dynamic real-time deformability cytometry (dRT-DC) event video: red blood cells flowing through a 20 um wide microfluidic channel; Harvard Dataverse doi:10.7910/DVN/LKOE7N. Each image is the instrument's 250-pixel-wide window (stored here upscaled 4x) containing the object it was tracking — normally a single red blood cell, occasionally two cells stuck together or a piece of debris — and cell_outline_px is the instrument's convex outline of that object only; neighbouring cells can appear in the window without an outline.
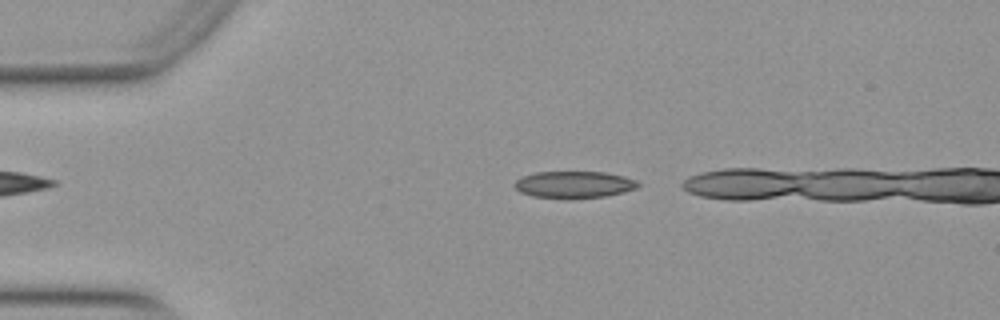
{"species": "Egyptian fruit bat (a non-hibernating species)", "species_latin": "Rousettus aegyptiacus", "temperature_condition": "warm", "stored_images_in_passage": 10, "camera_frame_rate_fps": 3000, "um_per_image_px": 0.085, "animal": {"sex": "female"}, "frame": {"image": 1, "passage_image": 2, "time_ms": 0.333, "image_size_px": [1000, 320], "cell_outline_px": [[640, 184], [636, 188], [624, 192], [604, 196], [572, 200], [532, 196], [520, 192], [512, 184], [520, 176], [536, 172], [604, 172], [624, 176], [636, 180]], "centroid_in_image_um": [48.76, 15.7], "position_along_channel_um": 36.2, "area_um2": 19.71}}
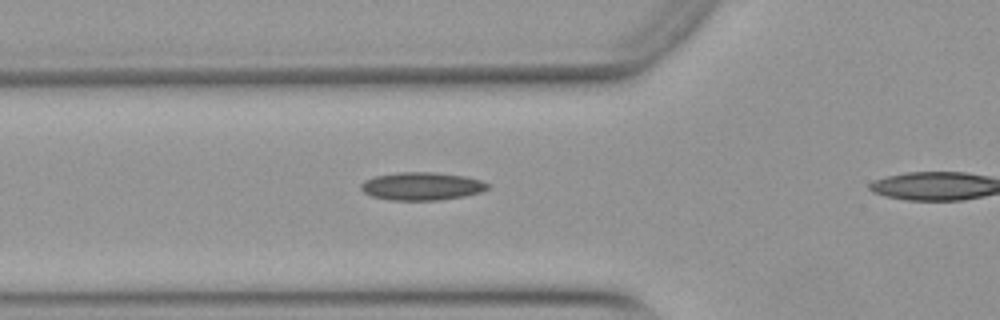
{"frame": {"image": 2, "passage_image": 9, "time_ms": 2.667, "image_size_px": [1000, 320], "cell_outline_px": [[492, 184], [488, 188], [480, 192], [464, 196], [436, 200], [388, 200], [372, 196], [364, 192], [360, 188], [360, 184], [364, 180], [372, 176], [396, 172], [432, 172], [464, 176], [480, 180]], "centroid_in_image_um": [35.81, 15.82], "position_along_channel_um": 90.0, "area_um2": 20.75}}